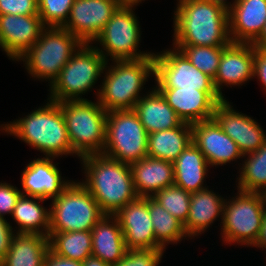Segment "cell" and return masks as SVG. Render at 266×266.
<instances>
[{"instance_id":"23","label":"cell","mask_w":266,"mask_h":266,"mask_svg":"<svg viewBox=\"0 0 266 266\" xmlns=\"http://www.w3.org/2000/svg\"><path fill=\"white\" fill-rule=\"evenodd\" d=\"M92 256L110 266L117 263L127 252L120 224L114 215L105 214L91 230Z\"/></svg>"},{"instance_id":"44","label":"cell","mask_w":266,"mask_h":266,"mask_svg":"<svg viewBox=\"0 0 266 266\" xmlns=\"http://www.w3.org/2000/svg\"><path fill=\"white\" fill-rule=\"evenodd\" d=\"M255 48L266 49V23L258 39L253 43Z\"/></svg>"},{"instance_id":"24","label":"cell","mask_w":266,"mask_h":266,"mask_svg":"<svg viewBox=\"0 0 266 266\" xmlns=\"http://www.w3.org/2000/svg\"><path fill=\"white\" fill-rule=\"evenodd\" d=\"M208 189L191 193L189 216L183 225L187 236L191 239L204 233L219 216L221 223L223 221L225 199Z\"/></svg>"},{"instance_id":"21","label":"cell","mask_w":266,"mask_h":266,"mask_svg":"<svg viewBox=\"0 0 266 266\" xmlns=\"http://www.w3.org/2000/svg\"><path fill=\"white\" fill-rule=\"evenodd\" d=\"M156 89L183 122L193 124L213 118L218 103L207 92L183 88Z\"/></svg>"},{"instance_id":"33","label":"cell","mask_w":266,"mask_h":266,"mask_svg":"<svg viewBox=\"0 0 266 266\" xmlns=\"http://www.w3.org/2000/svg\"><path fill=\"white\" fill-rule=\"evenodd\" d=\"M173 47L180 50L197 69L214 79L226 46L174 45Z\"/></svg>"},{"instance_id":"30","label":"cell","mask_w":266,"mask_h":266,"mask_svg":"<svg viewBox=\"0 0 266 266\" xmlns=\"http://www.w3.org/2000/svg\"><path fill=\"white\" fill-rule=\"evenodd\" d=\"M50 250L56 255L83 262L92 255L91 231L49 232Z\"/></svg>"},{"instance_id":"45","label":"cell","mask_w":266,"mask_h":266,"mask_svg":"<svg viewBox=\"0 0 266 266\" xmlns=\"http://www.w3.org/2000/svg\"><path fill=\"white\" fill-rule=\"evenodd\" d=\"M120 6H136L144 0H115Z\"/></svg>"},{"instance_id":"40","label":"cell","mask_w":266,"mask_h":266,"mask_svg":"<svg viewBox=\"0 0 266 266\" xmlns=\"http://www.w3.org/2000/svg\"><path fill=\"white\" fill-rule=\"evenodd\" d=\"M12 226L7 222L6 218L0 217V255L4 257L10 248L11 241L14 236Z\"/></svg>"},{"instance_id":"22","label":"cell","mask_w":266,"mask_h":266,"mask_svg":"<svg viewBox=\"0 0 266 266\" xmlns=\"http://www.w3.org/2000/svg\"><path fill=\"white\" fill-rule=\"evenodd\" d=\"M130 168L138 197H152L174 184L173 162L147 156L131 163Z\"/></svg>"},{"instance_id":"36","label":"cell","mask_w":266,"mask_h":266,"mask_svg":"<svg viewBox=\"0 0 266 266\" xmlns=\"http://www.w3.org/2000/svg\"><path fill=\"white\" fill-rule=\"evenodd\" d=\"M165 249H128L117 263L111 266H158Z\"/></svg>"},{"instance_id":"47","label":"cell","mask_w":266,"mask_h":266,"mask_svg":"<svg viewBox=\"0 0 266 266\" xmlns=\"http://www.w3.org/2000/svg\"><path fill=\"white\" fill-rule=\"evenodd\" d=\"M218 1L224 2L225 4H229L230 3V2H227V0H218Z\"/></svg>"},{"instance_id":"32","label":"cell","mask_w":266,"mask_h":266,"mask_svg":"<svg viewBox=\"0 0 266 266\" xmlns=\"http://www.w3.org/2000/svg\"><path fill=\"white\" fill-rule=\"evenodd\" d=\"M149 214L156 241L166 250L169 243H178L188 237L183 224L152 197H149Z\"/></svg>"},{"instance_id":"3","label":"cell","mask_w":266,"mask_h":266,"mask_svg":"<svg viewBox=\"0 0 266 266\" xmlns=\"http://www.w3.org/2000/svg\"><path fill=\"white\" fill-rule=\"evenodd\" d=\"M43 107L33 110L23 118L1 124L0 131L13 135L44 153L45 157L72 154L66 123L60 103L50 99Z\"/></svg>"},{"instance_id":"42","label":"cell","mask_w":266,"mask_h":266,"mask_svg":"<svg viewBox=\"0 0 266 266\" xmlns=\"http://www.w3.org/2000/svg\"><path fill=\"white\" fill-rule=\"evenodd\" d=\"M259 247L262 250L265 248L266 249V209H265V214L263 216L262 220V225L258 234V237L255 241V243L252 245V247Z\"/></svg>"},{"instance_id":"39","label":"cell","mask_w":266,"mask_h":266,"mask_svg":"<svg viewBox=\"0 0 266 266\" xmlns=\"http://www.w3.org/2000/svg\"><path fill=\"white\" fill-rule=\"evenodd\" d=\"M253 76L258 77L266 91V49L254 47V68Z\"/></svg>"},{"instance_id":"2","label":"cell","mask_w":266,"mask_h":266,"mask_svg":"<svg viewBox=\"0 0 266 266\" xmlns=\"http://www.w3.org/2000/svg\"><path fill=\"white\" fill-rule=\"evenodd\" d=\"M85 181L80 182L108 215H114L138 196L133 185L130 164L103 154L81 157Z\"/></svg>"},{"instance_id":"18","label":"cell","mask_w":266,"mask_h":266,"mask_svg":"<svg viewBox=\"0 0 266 266\" xmlns=\"http://www.w3.org/2000/svg\"><path fill=\"white\" fill-rule=\"evenodd\" d=\"M54 159L55 157L37 158L24 168L21 174L22 195L53 199L69 186L71 181L63 180Z\"/></svg>"},{"instance_id":"6","label":"cell","mask_w":266,"mask_h":266,"mask_svg":"<svg viewBox=\"0 0 266 266\" xmlns=\"http://www.w3.org/2000/svg\"><path fill=\"white\" fill-rule=\"evenodd\" d=\"M82 44L75 35L62 27H46L18 62H25V68L33 78L49 80L51 86Z\"/></svg>"},{"instance_id":"11","label":"cell","mask_w":266,"mask_h":266,"mask_svg":"<svg viewBox=\"0 0 266 266\" xmlns=\"http://www.w3.org/2000/svg\"><path fill=\"white\" fill-rule=\"evenodd\" d=\"M133 10L134 6H119L100 35L94 40V43L97 41L102 46L101 49L100 47L96 48L107 62L109 56L112 61H124L138 60L154 55L152 52H141L138 49L141 28Z\"/></svg>"},{"instance_id":"27","label":"cell","mask_w":266,"mask_h":266,"mask_svg":"<svg viewBox=\"0 0 266 266\" xmlns=\"http://www.w3.org/2000/svg\"><path fill=\"white\" fill-rule=\"evenodd\" d=\"M49 250V237L16 233L2 266H43Z\"/></svg>"},{"instance_id":"46","label":"cell","mask_w":266,"mask_h":266,"mask_svg":"<svg viewBox=\"0 0 266 266\" xmlns=\"http://www.w3.org/2000/svg\"><path fill=\"white\" fill-rule=\"evenodd\" d=\"M3 265V257L0 255V266Z\"/></svg>"},{"instance_id":"29","label":"cell","mask_w":266,"mask_h":266,"mask_svg":"<svg viewBox=\"0 0 266 266\" xmlns=\"http://www.w3.org/2000/svg\"><path fill=\"white\" fill-rule=\"evenodd\" d=\"M44 198L21 195L12 213L13 220L19 225L15 233L39 234L49 236L50 208L46 209L38 202Z\"/></svg>"},{"instance_id":"20","label":"cell","mask_w":266,"mask_h":266,"mask_svg":"<svg viewBox=\"0 0 266 266\" xmlns=\"http://www.w3.org/2000/svg\"><path fill=\"white\" fill-rule=\"evenodd\" d=\"M228 16L231 41L253 44L266 23V0H234Z\"/></svg>"},{"instance_id":"8","label":"cell","mask_w":266,"mask_h":266,"mask_svg":"<svg viewBox=\"0 0 266 266\" xmlns=\"http://www.w3.org/2000/svg\"><path fill=\"white\" fill-rule=\"evenodd\" d=\"M51 203L49 232L91 231L105 215L91 193L77 181H72Z\"/></svg>"},{"instance_id":"38","label":"cell","mask_w":266,"mask_h":266,"mask_svg":"<svg viewBox=\"0 0 266 266\" xmlns=\"http://www.w3.org/2000/svg\"><path fill=\"white\" fill-rule=\"evenodd\" d=\"M21 195V190H18L16 186L0 182V217L5 218L6 214L12 215Z\"/></svg>"},{"instance_id":"13","label":"cell","mask_w":266,"mask_h":266,"mask_svg":"<svg viewBox=\"0 0 266 266\" xmlns=\"http://www.w3.org/2000/svg\"><path fill=\"white\" fill-rule=\"evenodd\" d=\"M119 6L115 0H74L62 28L82 43L93 44Z\"/></svg>"},{"instance_id":"14","label":"cell","mask_w":266,"mask_h":266,"mask_svg":"<svg viewBox=\"0 0 266 266\" xmlns=\"http://www.w3.org/2000/svg\"><path fill=\"white\" fill-rule=\"evenodd\" d=\"M114 216L122 229L127 249H164L156 241L149 214V197H138Z\"/></svg>"},{"instance_id":"19","label":"cell","mask_w":266,"mask_h":266,"mask_svg":"<svg viewBox=\"0 0 266 266\" xmlns=\"http://www.w3.org/2000/svg\"><path fill=\"white\" fill-rule=\"evenodd\" d=\"M253 68V44L231 42L223 49L219 68L213 79L215 89L224 98L221 88L231 87V85L242 86L249 79L254 78Z\"/></svg>"},{"instance_id":"16","label":"cell","mask_w":266,"mask_h":266,"mask_svg":"<svg viewBox=\"0 0 266 266\" xmlns=\"http://www.w3.org/2000/svg\"><path fill=\"white\" fill-rule=\"evenodd\" d=\"M45 28L39 15H0V48L10 60L18 61Z\"/></svg>"},{"instance_id":"10","label":"cell","mask_w":266,"mask_h":266,"mask_svg":"<svg viewBox=\"0 0 266 266\" xmlns=\"http://www.w3.org/2000/svg\"><path fill=\"white\" fill-rule=\"evenodd\" d=\"M148 133L133 109L108 111L103 155L131 164L147 157Z\"/></svg>"},{"instance_id":"37","label":"cell","mask_w":266,"mask_h":266,"mask_svg":"<svg viewBox=\"0 0 266 266\" xmlns=\"http://www.w3.org/2000/svg\"><path fill=\"white\" fill-rule=\"evenodd\" d=\"M38 15L37 0H0V15Z\"/></svg>"},{"instance_id":"9","label":"cell","mask_w":266,"mask_h":266,"mask_svg":"<svg viewBox=\"0 0 266 266\" xmlns=\"http://www.w3.org/2000/svg\"><path fill=\"white\" fill-rule=\"evenodd\" d=\"M237 196L225 199L220 224L225 244L252 246L259 234L266 209L265 195L238 190Z\"/></svg>"},{"instance_id":"26","label":"cell","mask_w":266,"mask_h":266,"mask_svg":"<svg viewBox=\"0 0 266 266\" xmlns=\"http://www.w3.org/2000/svg\"><path fill=\"white\" fill-rule=\"evenodd\" d=\"M174 184L190 193L208 187L204 185L209 164L200 149L191 142L173 162ZM206 176V177H205Z\"/></svg>"},{"instance_id":"7","label":"cell","mask_w":266,"mask_h":266,"mask_svg":"<svg viewBox=\"0 0 266 266\" xmlns=\"http://www.w3.org/2000/svg\"><path fill=\"white\" fill-rule=\"evenodd\" d=\"M107 60L96 46L83 43L62 68L50 86L48 99L58 103L67 100H84L82 94L92 90L104 73ZM81 95V96H80Z\"/></svg>"},{"instance_id":"12","label":"cell","mask_w":266,"mask_h":266,"mask_svg":"<svg viewBox=\"0 0 266 266\" xmlns=\"http://www.w3.org/2000/svg\"><path fill=\"white\" fill-rule=\"evenodd\" d=\"M155 88L197 89L207 92L217 103L224 99L214 87L213 78L191 64L178 49L154 53Z\"/></svg>"},{"instance_id":"28","label":"cell","mask_w":266,"mask_h":266,"mask_svg":"<svg viewBox=\"0 0 266 266\" xmlns=\"http://www.w3.org/2000/svg\"><path fill=\"white\" fill-rule=\"evenodd\" d=\"M191 142V124L182 122L173 129L148 134L147 156L174 162Z\"/></svg>"},{"instance_id":"4","label":"cell","mask_w":266,"mask_h":266,"mask_svg":"<svg viewBox=\"0 0 266 266\" xmlns=\"http://www.w3.org/2000/svg\"><path fill=\"white\" fill-rule=\"evenodd\" d=\"M113 62V66H107L108 62L106 64V74L104 73L102 85L96 92L97 100L107 112L134 109L142 97L139 94L146 81L151 75L154 76V55L138 60Z\"/></svg>"},{"instance_id":"35","label":"cell","mask_w":266,"mask_h":266,"mask_svg":"<svg viewBox=\"0 0 266 266\" xmlns=\"http://www.w3.org/2000/svg\"><path fill=\"white\" fill-rule=\"evenodd\" d=\"M38 15L45 27H63L74 0H37Z\"/></svg>"},{"instance_id":"41","label":"cell","mask_w":266,"mask_h":266,"mask_svg":"<svg viewBox=\"0 0 266 266\" xmlns=\"http://www.w3.org/2000/svg\"><path fill=\"white\" fill-rule=\"evenodd\" d=\"M43 266H82V262L60 257L49 250Z\"/></svg>"},{"instance_id":"1","label":"cell","mask_w":266,"mask_h":266,"mask_svg":"<svg viewBox=\"0 0 266 266\" xmlns=\"http://www.w3.org/2000/svg\"><path fill=\"white\" fill-rule=\"evenodd\" d=\"M173 45L227 46L228 4L218 0H177Z\"/></svg>"},{"instance_id":"34","label":"cell","mask_w":266,"mask_h":266,"mask_svg":"<svg viewBox=\"0 0 266 266\" xmlns=\"http://www.w3.org/2000/svg\"><path fill=\"white\" fill-rule=\"evenodd\" d=\"M191 193L173 184L157 193L152 198L165 208L172 216L183 225L189 216Z\"/></svg>"},{"instance_id":"17","label":"cell","mask_w":266,"mask_h":266,"mask_svg":"<svg viewBox=\"0 0 266 266\" xmlns=\"http://www.w3.org/2000/svg\"><path fill=\"white\" fill-rule=\"evenodd\" d=\"M192 142L204 154L209 166L226 165L243 158L238 145L214 118L191 124Z\"/></svg>"},{"instance_id":"5","label":"cell","mask_w":266,"mask_h":266,"mask_svg":"<svg viewBox=\"0 0 266 266\" xmlns=\"http://www.w3.org/2000/svg\"><path fill=\"white\" fill-rule=\"evenodd\" d=\"M60 107L70 144L72 155L79 158L102 154L106 141L107 111L99 101L67 100L60 102Z\"/></svg>"},{"instance_id":"43","label":"cell","mask_w":266,"mask_h":266,"mask_svg":"<svg viewBox=\"0 0 266 266\" xmlns=\"http://www.w3.org/2000/svg\"><path fill=\"white\" fill-rule=\"evenodd\" d=\"M82 266H110L101 259L95 256H89L85 261L82 262Z\"/></svg>"},{"instance_id":"15","label":"cell","mask_w":266,"mask_h":266,"mask_svg":"<svg viewBox=\"0 0 266 266\" xmlns=\"http://www.w3.org/2000/svg\"><path fill=\"white\" fill-rule=\"evenodd\" d=\"M224 99L215 107L213 118L222 130L238 145L243 158L258 150L266 142V133L252 118L232 108Z\"/></svg>"},{"instance_id":"31","label":"cell","mask_w":266,"mask_h":266,"mask_svg":"<svg viewBox=\"0 0 266 266\" xmlns=\"http://www.w3.org/2000/svg\"><path fill=\"white\" fill-rule=\"evenodd\" d=\"M238 177V189L266 193V142L255 152L247 154Z\"/></svg>"},{"instance_id":"25","label":"cell","mask_w":266,"mask_h":266,"mask_svg":"<svg viewBox=\"0 0 266 266\" xmlns=\"http://www.w3.org/2000/svg\"><path fill=\"white\" fill-rule=\"evenodd\" d=\"M133 110L148 134L173 129L183 122L155 87L137 101Z\"/></svg>"}]
</instances>
